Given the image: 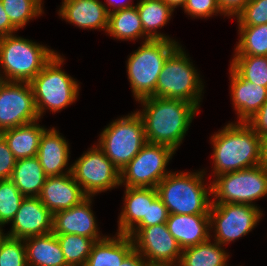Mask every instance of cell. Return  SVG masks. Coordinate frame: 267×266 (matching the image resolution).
Instances as JSON below:
<instances>
[{"instance_id":"6da1fadb","label":"cell","mask_w":267,"mask_h":266,"mask_svg":"<svg viewBox=\"0 0 267 266\" xmlns=\"http://www.w3.org/2000/svg\"><path fill=\"white\" fill-rule=\"evenodd\" d=\"M138 102L143 105L142 111L136 112L143 120L147 142L165 145L176 151L199 108L184 100L155 96Z\"/></svg>"},{"instance_id":"7a4b0ae2","label":"cell","mask_w":267,"mask_h":266,"mask_svg":"<svg viewBox=\"0 0 267 266\" xmlns=\"http://www.w3.org/2000/svg\"><path fill=\"white\" fill-rule=\"evenodd\" d=\"M214 177L261 165L262 142L246 122H231L210 139Z\"/></svg>"},{"instance_id":"3957f363","label":"cell","mask_w":267,"mask_h":266,"mask_svg":"<svg viewBox=\"0 0 267 266\" xmlns=\"http://www.w3.org/2000/svg\"><path fill=\"white\" fill-rule=\"evenodd\" d=\"M205 171L171 172L157 185L158 197L169 214L209 215L212 184H204Z\"/></svg>"},{"instance_id":"277c9868","label":"cell","mask_w":267,"mask_h":266,"mask_svg":"<svg viewBox=\"0 0 267 266\" xmlns=\"http://www.w3.org/2000/svg\"><path fill=\"white\" fill-rule=\"evenodd\" d=\"M56 53L15 34L0 37V66L6 81L31 82Z\"/></svg>"},{"instance_id":"5b68a950","label":"cell","mask_w":267,"mask_h":266,"mask_svg":"<svg viewBox=\"0 0 267 266\" xmlns=\"http://www.w3.org/2000/svg\"><path fill=\"white\" fill-rule=\"evenodd\" d=\"M178 46L172 40L149 39L129 56L126 68L136 101L155 93L163 64Z\"/></svg>"},{"instance_id":"8992f818","label":"cell","mask_w":267,"mask_h":266,"mask_svg":"<svg viewBox=\"0 0 267 266\" xmlns=\"http://www.w3.org/2000/svg\"><path fill=\"white\" fill-rule=\"evenodd\" d=\"M178 46L165 60L152 96L180 99L200 107L204 85L188 55Z\"/></svg>"},{"instance_id":"52a82bcc","label":"cell","mask_w":267,"mask_h":266,"mask_svg":"<svg viewBox=\"0 0 267 266\" xmlns=\"http://www.w3.org/2000/svg\"><path fill=\"white\" fill-rule=\"evenodd\" d=\"M63 62L64 58L56 53L30 82L40 119L45 110L61 111L78 98L79 83L61 69Z\"/></svg>"},{"instance_id":"ba28073f","label":"cell","mask_w":267,"mask_h":266,"mask_svg":"<svg viewBox=\"0 0 267 266\" xmlns=\"http://www.w3.org/2000/svg\"><path fill=\"white\" fill-rule=\"evenodd\" d=\"M97 146L121 171L147 143L144 123L137 112L111 122L100 134Z\"/></svg>"},{"instance_id":"9c48e42d","label":"cell","mask_w":267,"mask_h":266,"mask_svg":"<svg viewBox=\"0 0 267 266\" xmlns=\"http://www.w3.org/2000/svg\"><path fill=\"white\" fill-rule=\"evenodd\" d=\"M212 179V204L256 206L253 201L267 196V170L262 165L223 173Z\"/></svg>"},{"instance_id":"30bf717a","label":"cell","mask_w":267,"mask_h":266,"mask_svg":"<svg viewBox=\"0 0 267 266\" xmlns=\"http://www.w3.org/2000/svg\"><path fill=\"white\" fill-rule=\"evenodd\" d=\"M175 151L165 145L146 143L139 153L120 171V185L156 188L170 171L166 170Z\"/></svg>"},{"instance_id":"8fae6325","label":"cell","mask_w":267,"mask_h":266,"mask_svg":"<svg viewBox=\"0 0 267 266\" xmlns=\"http://www.w3.org/2000/svg\"><path fill=\"white\" fill-rule=\"evenodd\" d=\"M259 208L250 204H211L210 229L214 228L215 241L225 246L246 236L263 215Z\"/></svg>"},{"instance_id":"7c38bea8","label":"cell","mask_w":267,"mask_h":266,"mask_svg":"<svg viewBox=\"0 0 267 266\" xmlns=\"http://www.w3.org/2000/svg\"><path fill=\"white\" fill-rule=\"evenodd\" d=\"M72 164V175L88 197L120 186V171L96 145Z\"/></svg>"},{"instance_id":"4fadbf2b","label":"cell","mask_w":267,"mask_h":266,"mask_svg":"<svg viewBox=\"0 0 267 266\" xmlns=\"http://www.w3.org/2000/svg\"><path fill=\"white\" fill-rule=\"evenodd\" d=\"M127 235L131 237L134 249L149 264H179L182 249L168 231L166 223L148 227H134Z\"/></svg>"},{"instance_id":"5bb4252c","label":"cell","mask_w":267,"mask_h":266,"mask_svg":"<svg viewBox=\"0 0 267 266\" xmlns=\"http://www.w3.org/2000/svg\"><path fill=\"white\" fill-rule=\"evenodd\" d=\"M39 119L30 82L6 81L0 87V133Z\"/></svg>"},{"instance_id":"9a60e30c","label":"cell","mask_w":267,"mask_h":266,"mask_svg":"<svg viewBox=\"0 0 267 266\" xmlns=\"http://www.w3.org/2000/svg\"><path fill=\"white\" fill-rule=\"evenodd\" d=\"M11 223V230L5 235L24 240L52 233L53 214L40 201L39 197H25Z\"/></svg>"},{"instance_id":"2e32d148","label":"cell","mask_w":267,"mask_h":266,"mask_svg":"<svg viewBox=\"0 0 267 266\" xmlns=\"http://www.w3.org/2000/svg\"><path fill=\"white\" fill-rule=\"evenodd\" d=\"M92 197H87L80 204L70 209L61 210L53 214L54 234H76L92 238L95 241L106 237L98 231L93 210H91Z\"/></svg>"},{"instance_id":"e0dca14e","label":"cell","mask_w":267,"mask_h":266,"mask_svg":"<svg viewBox=\"0 0 267 266\" xmlns=\"http://www.w3.org/2000/svg\"><path fill=\"white\" fill-rule=\"evenodd\" d=\"M87 197L82 187L75 181L72 173L47 176L39 195L40 201L52 214L70 209Z\"/></svg>"},{"instance_id":"ac0fdd59","label":"cell","mask_w":267,"mask_h":266,"mask_svg":"<svg viewBox=\"0 0 267 266\" xmlns=\"http://www.w3.org/2000/svg\"><path fill=\"white\" fill-rule=\"evenodd\" d=\"M58 14L79 28L107 31L109 8L99 0H63Z\"/></svg>"},{"instance_id":"d6986e66","label":"cell","mask_w":267,"mask_h":266,"mask_svg":"<svg viewBox=\"0 0 267 266\" xmlns=\"http://www.w3.org/2000/svg\"><path fill=\"white\" fill-rule=\"evenodd\" d=\"M69 144L54 127L46 129L39 142L37 158L47 176H61L72 172V165L68 166Z\"/></svg>"},{"instance_id":"ffe728a7","label":"cell","mask_w":267,"mask_h":266,"mask_svg":"<svg viewBox=\"0 0 267 266\" xmlns=\"http://www.w3.org/2000/svg\"><path fill=\"white\" fill-rule=\"evenodd\" d=\"M230 92L239 122L250 119L267 101V88L244 80L231 66Z\"/></svg>"},{"instance_id":"44dd1931","label":"cell","mask_w":267,"mask_h":266,"mask_svg":"<svg viewBox=\"0 0 267 266\" xmlns=\"http://www.w3.org/2000/svg\"><path fill=\"white\" fill-rule=\"evenodd\" d=\"M166 225L182 250L212 237L209 215L169 214Z\"/></svg>"},{"instance_id":"7402d4cb","label":"cell","mask_w":267,"mask_h":266,"mask_svg":"<svg viewBox=\"0 0 267 266\" xmlns=\"http://www.w3.org/2000/svg\"><path fill=\"white\" fill-rule=\"evenodd\" d=\"M125 198L118 221V234H128L142 219H147L148 203L157 197L156 188L125 187Z\"/></svg>"},{"instance_id":"603a6c76","label":"cell","mask_w":267,"mask_h":266,"mask_svg":"<svg viewBox=\"0 0 267 266\" xmlns=\"http://www.w3.org/2000/svg\"><path fill=\"white\" fill-rule=\"evenodd\" d=\"M24 244L27 266H68L53 232L26 238Z\"/></svg>"},{"instance_id":"cb8c5ba5","label":"cell","mask_w":267,"mask_h":266,"mask_svg":"<svg viewBox=\"0 0 267 266\" xmlns=\"http://www.w3.org/2000/svg\"><path fill=\"white\" fill-rule=\"evenodd\" d=\"M106 236L96 241L84 266H119L134 249L131 237L126 234Z\"/></svg>"},{"instance_id":"d4e9b609","label":"cell","mask_w":267,"mask_h":266,"mask_svg":"<svg viewBox=\"0 0 267 266\" xmlns=\"http://www.w3.org/2000/svg\"><path fill=\"white\" fill-rule=\"evenodd\" d=\"M37 122L7 129L0 133L16 160L37 156L40 138L47 129Z\"/></svg>"},{"instance_id":"484cf974","label":"cell","mask_w":267,"mask_h":266,"mask_svg":"<svg viewBox=\"0 0 267 266\" xmlns=\"http://www.w3.org/2000/svg\"><path fill=\"white\" fill-rule=\"evenodd\" d=\"M47 175L37 156L16 160L10 180L25 197H39Z\"/></svg>"},{"instance_id":"4316f807","label":"cell","mask_w":267,"mask_h":266,"mask_svg":"<svg viewBox=\"0 0 267 266\" xmlns=\"http://www.w3.org/2000/svg\"><path fill=\"white\" fill-rule=\"evenodd\" d=\"M114 39L138 40L150 38L144 33L142 22L136 5L119 9L109 13L108 27L106 31Z\"/></svg>"},{"instance_id":"83f0119b","label":"cell","mask_w":267,"mask_h":266,"mask_svg":"<svg viewBox=\"0 0 267 266\" xmlns=\"http://www.w3.org/2000/svg\"><path fill=\"white\" fill-rule=\"evenodd\" d=\"M144 33L150 39L172 40L165 34L158 33L157 29L162 28L169 22L174 11L172 7L163 0H140L136 4Z\"/></svg>"},{"instance_id":"f1b7e54d","label":"cell","mask_w":267,"mask_h":266,"mask_svg":"<svg viewBox=\"0 0 267 266\" xmlns=\"http://www.w3.org/2000/svg\"><path fill=\"white\" fill-rule=\"evenodd\" d=\"M214 240L207 241L182 250L178 266H228L229 254Z\"/></svg>"},{"instance_id":"f546056e","label":"cell","mask_w":267,"mask_h":266,"mask_svg":"<svg viewBox=\"0 0 267 266\" xmlns=\"http://www.w3.org/2000/svg\"><path fill=\"white\" fill-rule=\"evenodd\" d=\"M238 28L240 39L234 55L267 56V23Z\"/></svg>"},{"instance_id":"4dcf8cb0","label":"cell","mask_w":267,"mask_h":266,"mask_svg":"<svg viewBox=\"0 0 267 266\" xmlns=\"http://www.w3.org/2000/svg\"><path fill=\"white\" fill-rule=\"evenodd\" d=\"M68 266H84L93 244L92 238L76 234H55Z\"/></svg>"},{"instance_id":"1f68e13d","label":"cell","mask_w":267,"mask_h":266,"mask_svg":"<svg viewBox=\"0 0 267 266\" xmlns=\"http://www.w3.org/2000/svg\"><path fill=\"white\" fill-rule=\"evenodd\" d=\"M230 63L244 80L267 88V56L234 55Z\"/></svg>"},{"instance_id":"d6a6232c","label":"cell","mask_w":267,"mask_h":266,"mask_svg":"<svg viewBox=\"0 0 267 266\" xmlns=\"http://www.w3.org/2000/svg\"><path fill=\"white\" fill-rule=\"evenodd\" d=\"M10 22L19 30L43 12L42 0H1Z\"/></svg>"},{"instance_id":"836d02e7","label":"cell","mask_w":267,"mask_h":266,"mask_svg":"<svg viewBox=\"0 0 267 266\" xmlns=\"http://www.w3.org/2000/svg\"><path fill=\"white\" fill-rule=\"evenodd\" d=\"M24 198L10 179L0 180V230L13 220Z\"/></svg>"},{"instance_id":"e575fe53","label":"cell","mask_w":267,"mask_h":266,"mask_svg":"<svg viewBox=\"0 0 267 266\" xmlns=\"http://www.w3.org/2000/svg\"><path fill=\"white\" fill-rule=\"evenodd\" d=\"M0 266H27L23 239L6 236L0 230Z\"/></svg>"},{"instance_id":"d590c367","label":"cell","mask_w":267,"mask_h":266,"mask_svg":"<svg viewBox=\"0 0 267 266\" xmlns=\"http://www.w3.org/2000/svg\"><path fill=\"white\" fill-rule=\"evenodd\" d=\"M238 26H257L267 23V0H250L237 14Z\"/></svg>"},{"instance_id":"8d00e7d4","label":"cell","mask_w":267,"mask_h":266,"mask_svg":"<svg viewBox=\"0 0 267 266\" xmlns=\"http://www.w3.org/2000/svg\"><path fill=\"white\" fill-rule=\"evenodd\" d=\"M183 10L192 18H208L218 13L224 15L217 0H187Z\"/></svg>"},{"instance_id":"74e56055","label":"cell","mask_w":267,"mask_h":266,"mask_svg":"<svg viewBox=\"0 0 267 266\" xmlns=\"http://www.w3.org/2000/svg\"><path fill=\"white\" fill-rule=\"evenodd\" d=\"M168 216L167 207L157 197L152 203H148L147 219H142L135 227H148L166 223Z\"/></svg>"},{"instance_id":"f35d334b","label":"cell","mask_w":267,"mask_h":266,"mask_svg":"<svg viewBox=\"0 0 267 266\" xmlns=\"http://www.w3.org/2000/svg\"><path fill=\"white\" fill-rule=\"evenodd\" d=\"M16 159L9 146L0 134V180L10 179Z\"/></svg>"},{"instance_id":"ab89813d","label":"cell","mask_w":267,"mask_h":266,"mask_svg":"<svg viewBox=\"0 0 267 266\" xmlns=\"http://www.w3.org/2000/svg\"><path fill=\"white\" fill-rule=\"evenodd\" d=\"M246 123L260 138H267V101Z\"/></svg>"},{"instance_id":"60d3db41","label":"cell","mask_w":267,"mask_h":266,"mask_svg":"<svg viewBox=\"0 0 267 266\" xmlns=\"http://www.w3.org/2000/svg\"><path fill=\"white\" fill-rule=\"evenodd\" d=\"M250 0H217L220 10L225 16H237Z\"/></svg>"},{"instance_id":"b9f144b4","label":"cell","mask_w":267,"mask_h":266,"mask_svg":"<svg viewBox=\"0 0 267 266\" xmlns=\"http://www.w3.org/2000/svg\"><path fill=\"white\" fill-rule=\"evenodd\" d=\"M18 29L10 22L0 0V37L16 33Z\"/></svg>"},{"instance_id":"7bdbcfd3","label":"cell","mask_w":267,"mask_h":266,"mask_svg":"<svg viewBox=\"0 0 267 266\" xmlns=\"http://www.w3.org/2000/svg\"><path fill=\"white\" fill-rule=\"evenodd\" d=\"M150 264L142 257V255L133 249L123 260L119 266H149Z\"/></svg>"},{"instance_id":"ee69618b","label":"cell","mask_w":267,"mask_h":266,"mask_svg":"<svg viewBox=\"0 0 267 266\" xmlns=\"http://www.w3.org/2000/svg\"><path fill=\"white\" fill-rule=\"evenodd\" d=\"M121 1H119V0H106V4L109 5L110 7H113L112 9H109V13L116 11V10H119V9H124V8H129V7L134 6V5L130 4L131 0H130V2L127 1L124 3H122Z\"/></svg>"},{"instance_id":"f6af8a7d","label":"cell","mask_w":267,"mask_h":266,"mask_svg":"<svg viewBox=\"0 0 267 266\" xmlns=\"http://www.w3.org/2000/svg\"><path fill=\"white\" fill-rule=\"evenodd\" d=\"M261 165L267 170V138L262 142V161Z\"/></svg>"},{"instance_id":"bcb514c9","label":"cell","mask_w":267,"mask_h":266,"mask_svg":"<svg viewBox=\"0 0 267 266\" xmlns=\"http://www.w3.org/2000/svg\"><path fill=\"white\" fill-rule=\"evenodd\" d=\"M166 4H168L173 9L177 8L178 6L183 7L187 0H163Z\"/></svg>"},{"instance_id":"7dc6e473","label":"cell","mask_w":267,"mask_h":266,"mask_svg":"<svg viewBox=\"0 0 267 266\" xmlns=\"http://www.w3.org/2000/svg\"><path fill=\"white\" fill-rule=\"evenodd\" d=\"M2 72H0V87L6 82L4 76H2L3 74H1Z\"/></svg>"},{"instance_id":"c3c4849f","label":"cell","mask_w":267,"mask_h":266,"mask_svg":"<svg viewBox=\"0 0 267 266\" xmlns=\"http://www.w3.org/2000/svg\"><path fill=\"white\" fill-rule=\"evenodd\" d=\"M149 266H178V265H158V264H150Z\"/></svg>"}]
</instances>
